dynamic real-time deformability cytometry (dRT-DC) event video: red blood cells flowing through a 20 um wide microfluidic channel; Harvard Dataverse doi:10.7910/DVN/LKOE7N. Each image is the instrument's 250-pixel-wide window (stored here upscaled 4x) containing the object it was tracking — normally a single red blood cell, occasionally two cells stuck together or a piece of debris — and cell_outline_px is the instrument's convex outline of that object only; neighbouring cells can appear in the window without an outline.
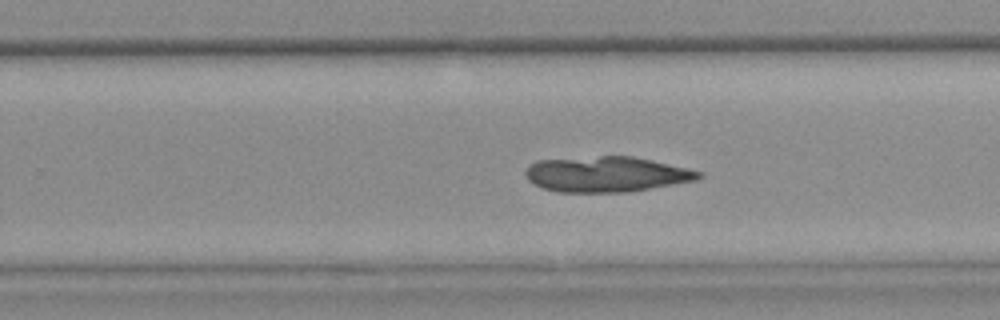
{"species": "common noctule bat (a hibernating species)", "species_latin": "Nyctalus noctula", "temperature_condition": "warm", "stored_images_in_passage": 46, "camera_frame_rate_fps": 3000, "um_per_image_px": 0.085, "animal": {"sex": "female", "body_mass_g": 25.1}, "frame": {"image": 1, "passage_image": 33, "time_ms": 10.667, "image_size_px": [1000, 320], "cell_outline_px": [[704, 176], [696, 180], [628, 192], [560, 192], [544, 188], [528, 180], [524, 172], [528, 164], [540, 160], [600, 156], [632, 156], [652, 160], [688, 168], [704, 172]], "centroid_in_image_um": [51.57, 14.8], "position_along_channel_um": 278.2, "area_um2": 35.72}}